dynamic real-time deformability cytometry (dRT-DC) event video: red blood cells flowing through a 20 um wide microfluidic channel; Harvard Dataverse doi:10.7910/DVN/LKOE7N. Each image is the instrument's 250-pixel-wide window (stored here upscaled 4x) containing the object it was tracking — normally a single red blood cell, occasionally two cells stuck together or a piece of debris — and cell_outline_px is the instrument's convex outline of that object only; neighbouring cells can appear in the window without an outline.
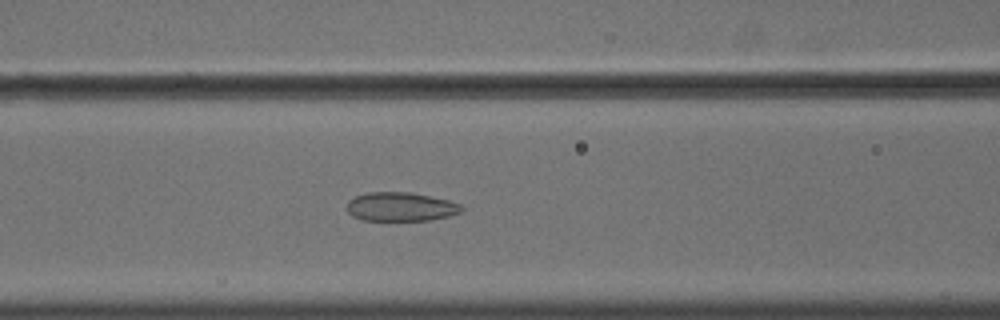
{"species": "common noctule bat (a hibernating species)", "species_latin": "Nyctalus noctula", "temperature_condition": "cold", "stored_images_in_passage": 56, "camera_frame_rate_fps": 3000, "um_per_image_px": 0.085, "animal": {"sex": "male", "body_mass_g": 18.8}, "frame": {"image": 1, "passage_image": 24, "time_ms": 7.667, "image_size_px": [1000, 320], "cell_outline_px": [[464, 208], [460, 212], [448, 216], [432, 220], [364, 220], [352, 216], [348, 212], [348, 200], [364, 192], [408, 192], [448, 200], [460, 204]], "centroid_in_image_um": [34.04, 17.57], "position_along_channel_um": 132.6, "area_um2": 19.19}}
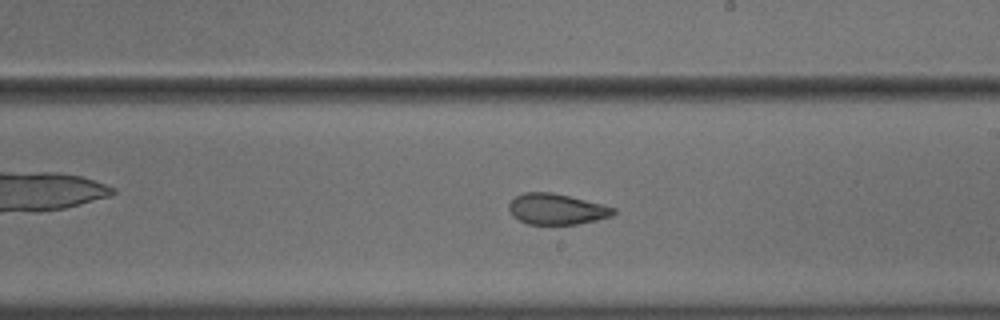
{"frame": {"image": 2, "passage_image": 33, "time_ms": 10.667, "image_size_px": [1000, 320], "cell_outline_px": [[616, 212], [612, 216], [596, 220], [576, 224], [528, 224], [512, 216], [508, 208], [508, 204], [516, 196], [524, 192], [552, 192], [604, 204], [616, 208]], "centroid_in_image_um": [47.32, 17.77], "position_along_channel_um": 241.7, "area_um2": 18.84}}
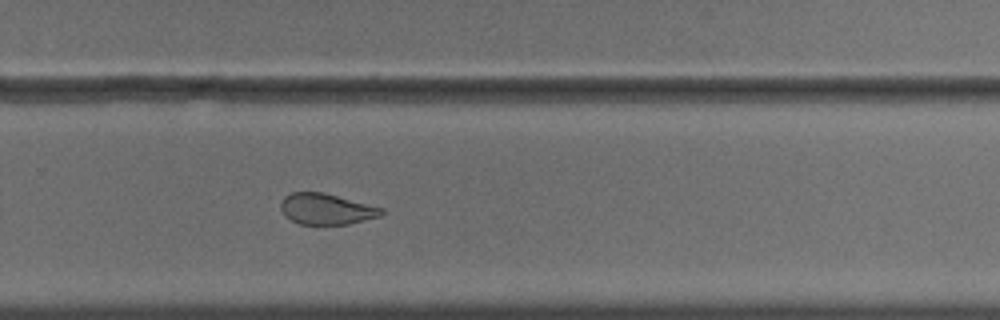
{"frame": {"image": 3, "passage_image": 38, "time_ms": 12.333, "image_size_px": [1000, 320], "cell_outline_px": [[384, 212], [380, 216], [348, 224], [300, 224], [284, 216], [280, 208], [280, 204], [284, 196], [292, 192], [324, 192], [384, 208]], "centroid_in_image_um": [27.73, 17.76], "position_along_channel_um": 302.1, "area_um2": 18.21}, "authors_computed_cell_mechanics": {"area_um2": 23.3512, "velocity_mm_per_s": 3.6414, "shape_relaxation_time_tau1_ms": 9.1936, "shape_relaxation_time_tau2_ms": 1.9367, "deformation_change_tau1": 0.1507, "deformation_change_tau2": 0.0735}}